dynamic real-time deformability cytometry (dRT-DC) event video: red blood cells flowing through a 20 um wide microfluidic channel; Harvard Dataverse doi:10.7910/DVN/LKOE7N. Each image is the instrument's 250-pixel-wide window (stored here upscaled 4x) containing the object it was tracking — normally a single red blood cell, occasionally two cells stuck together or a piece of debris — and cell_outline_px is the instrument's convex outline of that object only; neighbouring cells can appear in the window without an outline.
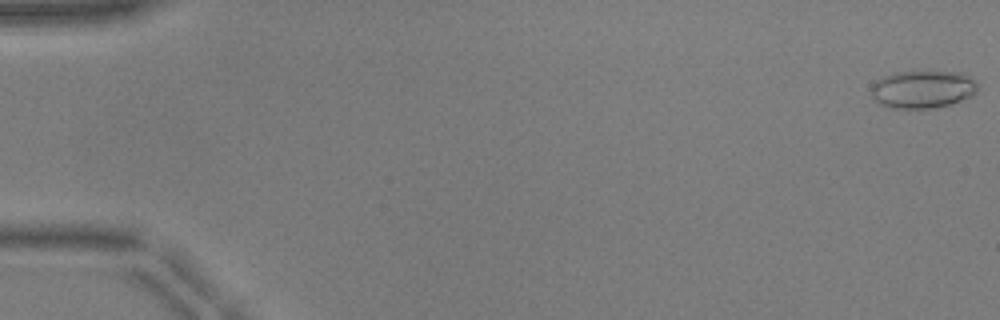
{"species": "common noctule bat (a hibernating species)", "species_latin": "Nyctalus noctula", "temperature_condition": "warm", "stored_images_in_passage": 10, "camera_frame_rate_fps": 3000, "um_per_image_px": 0.085, "animal": {"sex": "male", "body_mass_g": 17.9, "forearm_length_mm": 54.2}, "frame": {"image": 1, "passage_image": 1, "time_ms": 0.0, "image_size_px": [1000, 320], "cell_outline_px": [[976, 92], [972, 96], [948, 104], [932, 108], [892, 108], [880, 104], [872, 96], [872, 84], [876, 80], [884, 76], [896, 72], [960, 72], [972, 80], [976, 84]], "centroid_in_image_um": [78.39, 7.59], "position_along_channel_um": 6.6, "area_um2": 22.95}}